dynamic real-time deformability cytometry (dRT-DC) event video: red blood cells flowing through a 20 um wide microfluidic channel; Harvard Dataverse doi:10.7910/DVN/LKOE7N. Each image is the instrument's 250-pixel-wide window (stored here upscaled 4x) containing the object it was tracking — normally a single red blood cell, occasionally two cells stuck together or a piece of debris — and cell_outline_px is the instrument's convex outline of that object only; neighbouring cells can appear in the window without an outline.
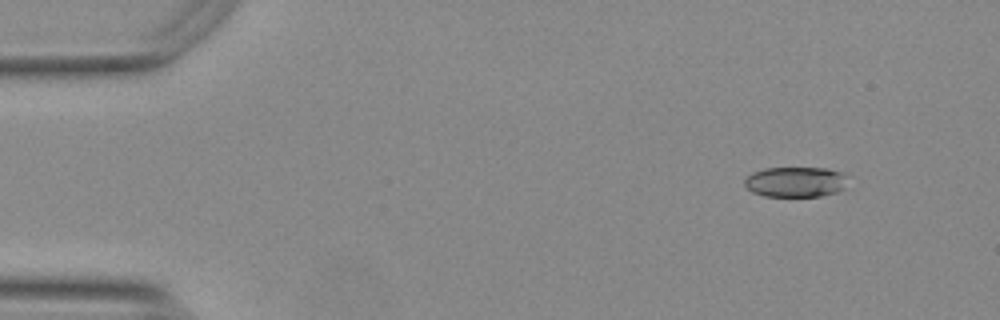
{"species": "Egyptian fruit bat (a non-hibernating species)", "species_latin": "Rousettus aegyptiacus", "temperature_condition": "warm", "stored_images_in_passage": 50, "camera_frame_rate_fps": 3000, "um_per_image_px": 0.085, "animal": {"sex": "female"}, "frame": {"image": 1, "passage_image": 1, "time_ms": 0.0, "image_size_px": [1000, 320], "cell_outline_px": [[848, 176], [844, 188], [836, 192], [820, 196], [764, 196], [752, 192], [744, 184], [744, 180], [752, 172], [764, 168], [828, 168], [844, 172]], "centroid_in_image_um": [67.64, 15.45], "position_along_channel_um": 17.4, "area_um2": 18.38}}
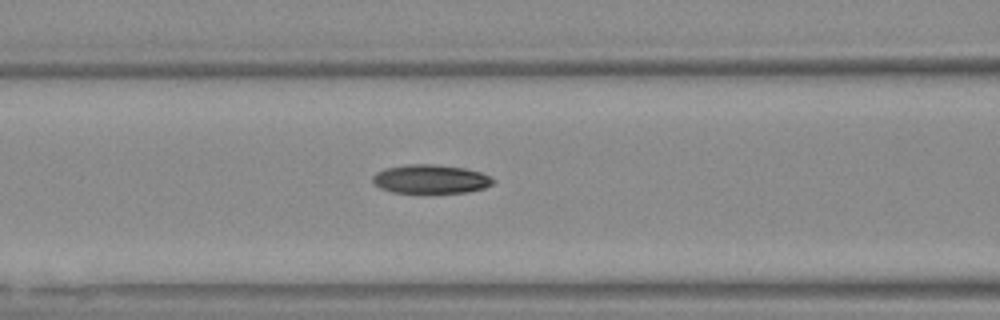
{"frame": {"image": 2, "passage_image": 18, "time_ms": 5.667, "image_size_px": [1000, 320], "cell_outline_px": [[496, 180], [492, 184], [484, 188], [464, 192], [392, 192], [380, 188], [372, 180], [372, 176], [376, 172], [384, 168], [408, 164], [436, 164], [464, 168], [480, 172]], "centroid_in_image_um": [36.58, 15.2], "position_along_channel_um": 130.0, "area_um2": 20.06}}
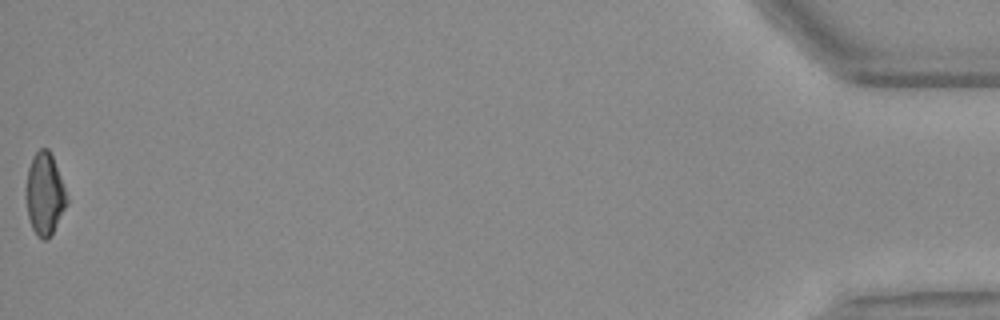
{"frame": {"image": 3, "passage_image": 50, "time_ms": 16.333, "image_size_px": [1000, 320], "cell_outline_px": [[68, 204], [52, 232], [44, 240], [36, 236], [32, 228], [28, 216], [24, 196], [24, 192], [28, 168], [32, 156], [40, 148], [48, 148], [52, 156], [60, 176], [68, 200]], "centroid_in_image_um": [3.76, 16.48], "position_along_channel_um": 431.4, "area_um2": 19.59}, "authors_computed_cell_mechanics": {"area_um2": 20.0566, "velocity_mm_per_s": 3.761, "shape_relaxation_time_tau1_ms": null, "shape_relaxation_time_tau2_ms": 5.453, "deformation_change_tau1": null, "deformation_change_tau2": 0.1263}}